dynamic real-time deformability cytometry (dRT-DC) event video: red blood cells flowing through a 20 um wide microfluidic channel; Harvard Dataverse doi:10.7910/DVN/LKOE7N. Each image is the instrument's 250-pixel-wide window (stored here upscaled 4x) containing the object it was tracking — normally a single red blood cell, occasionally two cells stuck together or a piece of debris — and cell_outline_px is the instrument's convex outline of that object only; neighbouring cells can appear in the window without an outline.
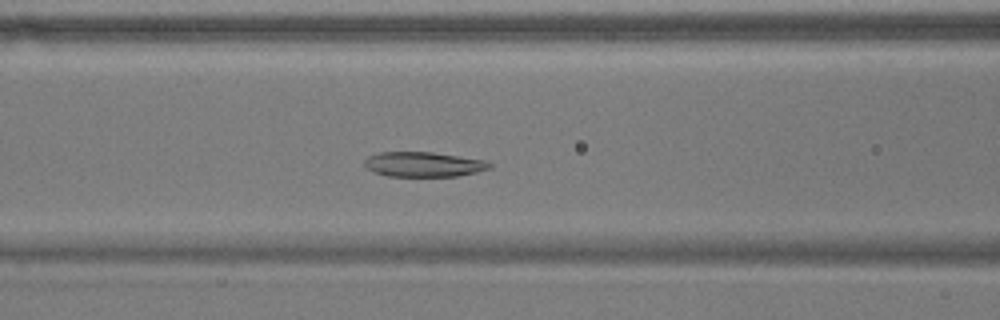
{"species": "common noctule bat (a hibernating species)", "species_latin": "Nyctalus noctula", "temperature_condition": "warm", "stored_images_in_passage": 54, "camera_frame_rate_fps": 3000, "um_per_image_px": 0.085, "animal": {"sex": "male", "body_mass_g": 17.9}, "frame": {"image": 1, "passage_image": 21, "time_ms": 6.667, "image_size_px": [1000, 320], "cell_outline_px": [[492, 168], [476, 172], [456, 176], [388, 176], [376, 172], [368, 168], [364, 164], [364, 160], [368, 156], [376, 152], [432, 152], [484, 160], [492, 164]], "centroid_in_image_um": [36.0, 13.96], "position_along_channel_um": 130.6, "area_um2": 18.03}}
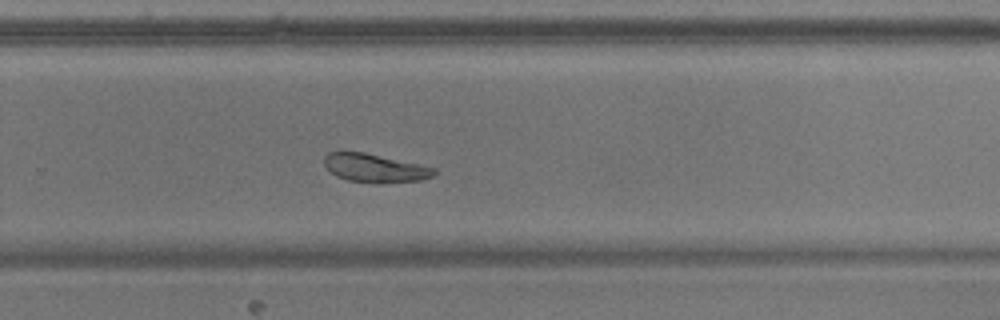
{"frame": {"image": 2, "passage_image": 35, "time_ms": 11.333, "image_size_px": [1000, 320], "cell_outline_px": [[436, 172], [432, 176], [424, 180], [380, 184], [376, 184], [348, 180], [336, 176], [324, 164], [324, 156], [328, 152], [364, 152], [436, 168]], "centroid_in_image_um": [31.88, 14.3], "position_along_channel_um": 297.9, "area_um2": 18.26}}
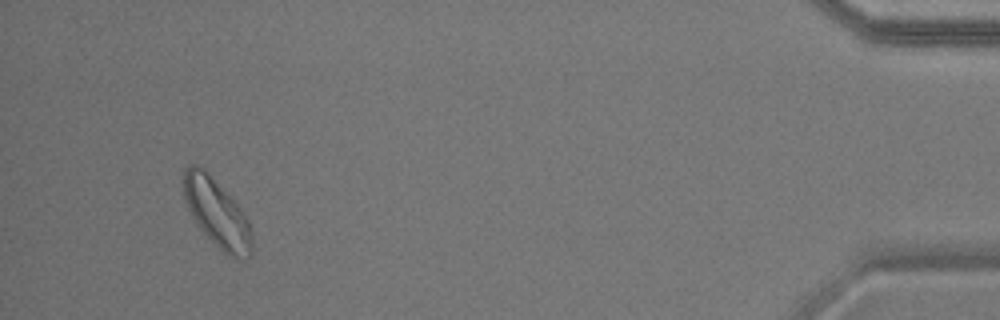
{"frame": {"image": 3, "passage_image": 51, "time_ms": 16.667, "image_size_px": [1000, 320], "cell_outline_px": [[252, 252], [244, 260], [236, 260], [228, 256], [196, 224], [184, 200], [184, 168], [188, 164], [200, 164], [208, 172], [240, 208], [248, 220], [252, 232]], "centroid_in_image_um": [18.44, 18.11], "position_along_channel_um": 416.8, "area_um2": 27.05}, "authors_computed_cell_mechanics": {"area_um2": 21.7328, "velocity_mm_per_s": 3.5956, "shape_relaxation_time_tau1_ms": 4.9114, "shape_relaxation_time_tau2_ms": null, "deformation_change_tau1": 0.1081, "deformation_change_tau2": null}}